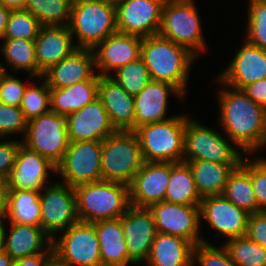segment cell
Returning <instances> with one entry per match:
<instances>
[{
    "label": "cell",
    "instance_id": "obj_10",
    "mask_svg": "<svg viewBox=\"0 0 266 266\" xmlns=\"http://www.w3.org/2000/svg\"><path fill=\"white\" fill-rule=\"evenodd\" d=\"M66 117L51 110L27 121L22 144L56 166L69 146Z\"/></svg>",
    "mask_w": 266,
    "mask_h": 266
},
{
    "label": "cell",
    "instance_id": "obj_56",
    "mask_svg": "<svg viewBox=\"0 0 266 266\" xmlns=\"http://www.w3.org/2000/svg\"><path fill=\"white\" fill-rule=\"evenodd\" d=\"M1 63L2 62H0V74L2 73V71L7 72L6 68H4L5 66H3Z\"/></svg>",
    "mask_w": 266,
    "mask_h": 266
},
{
    "label": "cell",
    "instance_id": "obj_17",
    "mask_svg": "<svg viewBox=\"0 0 266 266\" xmlns=\"http://www.w3.org/2000/svg\"><path fill=\"white\" fill-rule=\"evenodd\" d=\"M57 166L23 144L20 145L14 167L5 182V190H33L41 192L46 186L49 171Z\"/></svg>",
    "mask_w": 266,
    "mask_h": 266
},
{
    "label": "cell",
    "instance_id": "obj_5",
    "mask_svg": "<svg viewBox=\"0 0 266 266\" xmlns=\"http://www.w3.org/2000/svg\"><path fill=\"white\" fill-rule=\"evenodd\" d=\"M77 38V48L93 49L108 36L118 32L116 6L92 0H73L68 25Z\"/></svg>",
    "mask_w": 266,
    "mask_h": 266
},
{
    "label": "cell",
    "instance_id": "obj_52",
    "mask_svg": "<svg viewBox=\"0 0 266 266\" xmlns=\"http://www.w3.org/2000/svg\"><path fill=\"white\" fill-rule=\"evenodd\" d=\"M14 259L7 254L6 252H3L0 254V266H13Z\"/></svg>",
    "mask_w": 266,
    "mask_h": 266
},
{
    "label": "cell",
    "instance_id": "obj_44",
    "mask_svg": "<svg viewBox=\"0 0 266 266\" xmlns=\"http://www.w3.org/2000/svg\"><path fill=\"white\" fill-rule=\"evenodd\" d=\"M27 85L18 77L2 71L0 74V103L20 107Z\"/></svg>",
    "mask_w": 266,
    "mask_h": 266
},
{
    "label": "cell",
    "instance_id": "obj_11",
    "mask_svg": "<svg viewBox=\"0 0 266 266\" xmlns=\"http://www.w3.org/2000/svg\"><path fill=\"white\" fill-rule=\"evenodd\" d=\"M101 141L70 142L56 173L63 182L75 187L84 183L102 181Z\"/></svg>",
    "mask_w": 266,
    "mask_h": 266
},
{
    "label": "cell",
    "instance_id": "obj_55",
    "mask_svg": "<svg viewBox=\"0 0 266 266\" xmlns=\"http://www.w3.org/2000/svg\"><path fill=\"white\" fill-rule=\"evenodd\" d=\"M47 266H60L54 259Z\"/></svg>",
    "mask_w": 266,
    "mask_h": 266
},
{
    "label": "cell",
    "instance_id": "obj_50",
    "mask_svg": "<svg viewBox=\"0 0 266 266\" xmlns=\"http://www.w3.org/2000/svg\"><path fill=\"white\" fill-rule=\"evenodd\" d=\"M27 2L28 0H0V4L11 11L25 9Z\"/></svg>",
    "mask_w": 266,
    "mask_h": 266
},
{
    "label": "cell",
    "instance_id": "obj_7",
    "mask_svg": "<svg viewBox=\"0 0 266 266\" xmlns=\"http://www.w3.org/2000/svg\"><path fill=\"white\" fill-rule=\"evenodd\" d=\"M144 162L139 139L134 131H116L102 141L103 181L129 185Z\"/></svg>",
    "mask_w": 266,
    "mask_h": 266
},
{
    "label": "cell",
    "instance_id": "obj_24",
    "mask_svg": "<svg viewBox=\"0 0 266 266\" xmlns=\"http://www.w3.org/2000/svg\"><path fill=\"white\" fill-rule=\"evenodd\" d=\"M97 97L116 131L135 130L134 96L129 95L110 76H99Z\"/></svg>",
    "mask_w": 266,
    "mask_h": 266
},
{
    "label": "cell",
    "instance_id": "obj_40",
    "mask_svg": "<svg viewBox=\"0 0 266 266\" xmlns=\"http://www.w3.org/2000/svg\"><path fill=\"white\" fill-rule=\"evenodd\" d=\"M43 81L40 86L28 85L25 89L20 109L27 121L50 111V87Z\"/></svg>",
    "mask_w": 266,
    "mask_h": 266
},
{
    "label": "cell",
    "instance_id": "obj_53",
    "mask_svg": "<svg viewBox=\"0 0 266 266\" xmlns=\"http://www.w3.org/2000/svg\"><path fill=\"white\" fill-rule=\"evenodd\" d=\"M4 223H0V254L5 252L4 241H5V228Z\"/></svg>",
    "mask_w": 266,
    "mask_h": 266
},
{
    "label": "cell",
    "instance_id": "obj_45",
    "mask_svg": "<svg viewBox=\"0 0 266 266\" xmlns=\"http://www.w3.org/2000/svg\"><path fill=\"white\" fill-rule=\"evenodd\" d=\"M21 144L20 140L0 142V180L6 182L8 179Z\"/></svg>",
    "mask_w": 266,
    "mask_h": 266
},
{
    "label": "cell",
    "instance_id": "obj_28",
    "mask_svg": "<svg viewBox=\"0 0 266 266\" xmlns=\"http://www.w3.org/2000/svg\"><path fill=\"white\" fill-rule=\"evenodd\" d=\"M102 266H128L129 257L121 217L94 222Z\"/></svg>",
    "mask_w": 266,
    "mask_h": 266
},
{
    "label": "cell",
    "instance_id": "obj_20",
    "mask_svg": "<svg viewBox=\"0 0 266 266\" xmlns=\"http://www.w3.org/2000/svg\"><path fill=\"white\" fill-rule=\"evenodd\" d=\"M228 67L217 78L228 87L242 90L250 83L266 79V50L244 41Z\"/></svg>",
    "mask_w": 266,
    "mask_h": 266
},
{
    "label": "cell",
    "instance_id": "obj_29",
    "mask_svg": "<svg viewBox=\"0 0 266 266\" xmlns=\"http://www.w3.org/2000/svg\"><path fill=\"white\" fill-rule=\"evenodd\" d=\"M99 78H90L66 88H50V110L67 116L91 103L98 96Z\"/></svg>",
    "mask_w": 266,
    "mask_h": 266
},
{
    "label": "cell",
    "instance_id": "obj_51",
    "mask_svg": "<svg viewBox=\"0 0 266 266\" xmlns=\"http://www.w3.org/2000/svg\"><path fill=\"white\" fill-rule=\"evenodd\" d=\"M5 182L0 180V223L5 220V205H4Z\"/></svg>",
    "mask_w": 266,
    "mask_h": 266
},
{
    "label": "cell",
    "instance_id": "obj_31",
    "mask_svg": "<svg viewBox=\"0 0 266 266\" xmlns=\"http://www.w3.org/2000/svg\"><path fill=\"white\" fill-rule=\"evenodd\" d=\"M5 219L11 223L41 225L40 192L33 190H5Z\"/></svg>",
    "mask_w": 266,
    "mask_h": 266
},
{
    "label": "cell",
    "instance_id": "obj_13",
    "mask_svg": "<svg viewBox=\"0 0 266 266\" xmlns=\"http://www.w3.org/2000/svg\"><path fill=\"white\" fill-rule=\"evenodd\" d=\"M153 215L157 231L184 238L196 245L205 241L201 237L200 205H182L162 201L148 208Z\"/></svg>",
    "mask_w": 266,
    "mask_h": 266
},
{
    "label": "cell",
    "instance_id": "obj_41",
    "mask_svg": "<svg viewBox=\"0 0 266 266\" xmlns=\"http://www.w3.org/2000/svg\"><path fill=\"white\" fill-rule=\"evenodd\" d=\"M194 265L195 266L196 265L197 266H238L231 259L224 245H222L221 247H216L208 242H201L194 245L193 266Z\"/></svg>",
    "mask_w": 266,
    "mask_h": 266
},
{
    "label": "cell",
    "instance_id": "obj_23",
    "mask_svg": "<svg viewBox=\"0 0 266 266\" xmlns=\"http://www.w3.org/2000/svg\"><path fill=\"white\" fill-rule=\"evenodd\" d=\"M170 94L181 99L184 97L172 84L151 80L138 95H135V129L172 118L173 116H166Z\"/></svg>",
    "mask_w": 266,
    "mask_h": 266
},
{
    "label": "cell",
    "instance_id": "obj_33",
    "mask_svg": "<svg viewBox=\"0 0 266 266\" xmlns=\"http://www.w3.org/2000/svg\"><path fill=\"white\" fill-rule=\"evenodd\" d=\"M0 52L5 56L6 63L13 70L29 71V78L39 77L41 80L43 73L38 69L34 40L25 39H1Z\"/></svg>",
    "mask_w": 266,
    "mask_h": 266
},
{
    "label": "cell",
    "instance_id": "obj_25",
    "mask_svg": "<svg viewBox=\"0 0 266 266\" xmlns=\"http://www.w3.org/2000/svg\"><path fill=\"white\" fill-rule=\"evenodd\" d=\"M73 42L68 26H41L34 40L38 69L44 73L69 56L77 49Z\"/></svg>",
    "mask_w": 266,
    "mask_h": 266
},
{
    "label": "cell",
    "instance_id": "obj_34",
    "mask_svg": "<svg viewBox=\"0 0 266 266\" xmlns=\"http://www.w3.org/2000/svg\"><path fill=\"white\" fill-rule=\"evenodd\" d=\"M222 195L249 214L258 212L250 174L241 165L230 174Z\"/></svg>",
    "mask_w": 266,
    "mask_h": 266
},
{
    "label": "cell",
    "instance_id": "obj_49",
    "mask_svg": "<svg viewBox=\"0 0 266 266\" xmlns=\"http://www.w3.org/2000/svg\"><path fill=\"white\" fill-rule=\"evenodd\" d=\"M10 12L11 10L5 8L2 4H0V40L3 38V35L5 33Z\"/></svg>",
    "mask_w": 266,
    "mask_h": 266
},
{
    "label": "cell",
    "instance_id": "obj_46",
    "mask_svg": "<svg viewBox=\"0 0 266 266\" xmlns=\"http://www.w3.org/2000/svg\"><path fill=\"white\" fill-rule=\"evenodd\" d=\"M246 236L266 249V211L249 215Z\"/></svg>",
    "mask_w": 266,
    "mask_h": 266
},
{
    "label": "cell",
    "instance_id": "obj_2",
    "mask_svg": "<svg viewBox=\"0 0 266 266\" xmlns=\"http://www.w3.org/2000/svg\"><path fill=\"white\" fill-rule=\"evenodd\" d=\"M140 57L151 80L170 83L186 94L189 71L197 58L186 47L155 34L142 38Z\"/></svg>",
    "mask_w": 266,
    "mask_h": 266
},
{
    "label": "cell",
    "instance_id": "obj_32",
    "mask_svg": "<svg viewBox=\"0 0 266 266\" xmlns=\"http://www.w3.org/2000/svg\"><path fill=\"white\" fill-rule=\"evenodd\" d=\"M199 196L189 165L182 162H171V174L164 201L182 205H200Z\"/></svg>",
    "mask_w": 266,
    "mask_h": 266
},
{
    "label": "cell",
    "instance_id": "obj_39",
    "mask_svg": "<svg viewBox=\"0 0 266 266\" xmlns=\"http://www.w3.org/2000/svg\"><path fill=\"white\" fill-rule=\"evenodd\" d=\"M245 40L266 50V0H249Z\"/></svg>",
    "mask_w": 266,
    "mask_h": 266
},
{
    "label": "cell",
    "instance_id": "obj_35",
    "mask_svg": "<svg viewBox=\"0 0 266 266\" xmlns=\"http://www.w3.org/2000/svg\"><path fill=\"white\" fill-rule=\"evenodd\" d=\"M73 0H28L25 10L42 26H68Z\"/></svg>",
    "mask_w": 266,
    "mask_h": 266
},
{
    "label": "cell",
    "instance_id": "obj_6",
    "mask_svg": "<svg viewBox=\"0 0 266 266\" xmlns=\"http://www.w3.org/2000/svg\"><path fill=\"white\" fill-rule=\"evenodd\" d=\"M194 0H166L162 8L158 34L186 47L196 57L207 45Z\"/></svg>",
    "mask_w": 266,
    "mask_h": 266
},
{
    "label": "cell",
    "instance_id": "obj_1",
    "mask_svg": "<svg viewBox=\"0 0 266 266\" xmlns=\"http://www.w3.org/2000/svg\"><path fill=\"white\" fill-rule=\"evenodd\" d=\"M217 81L221 86H226L218 94L220 124L225 135L245 155L266 147V109L255 103L243 90L228 87L218 78Z\"/></svg>",
    "mask_w": 266,
    "mask_h": 266
},
{
    "label": "cell",
    "instance_id": "obj_48",
    "mask_svg": "<svg viewBox=\"0 0 266 266\" xmlns=\"http://www.w3.org/2000/svg\"><path fill=\"white\" fill-rule=\"evenodd\" d=\"M54 259V252H41L15 259L13 266H47Z\"/></svg>",
    "mask_w": 266,
    "mask_h": 266
},
{
    "label": "cell",
    "instance_id": "obj_27",
    "mask_svg": "<svg viewBox=\"0 0 266 266\" xmlns=\"http://www.w3.org/2000/svg\"><path fill=\"white\" fill-rule=\"evenodd\" d=\"M193 247L184 238L158 232L146 266H193Z\"/></svg>",
    "mask_w": 266,
    "mask_h": 266
},
{
    "label": "cell",
    "instance_id": "obj_37",
    "mask_svg": "<svg viewBox=\"0 0 266 266\" xmlns=\"http://www.w3.org/2000/svg\"><path fill=\"white\" fill-rule=\"evenodd\" d=\"M110 78L132 96L138 95L151 81L148 68L141 57L118 68L114 77L110 74Z\"/></svg>",
    "mask_w": 266,
    "mask_h": 266
},
{
    "label": "cell",
    "instance_id": "obj_42",
    "mask_svg": "<svg viewBox=\"0 0 266 266\" xmlns=\"http://www.w3.org/2000/svg\"><path fill=\"white\" fill-rule=\"evenodd\" d=\"M247 156L244 155L240 165L250 174L258 212L266 211V159L257 158L252 161Z\"/></svg>",
    "mask_w": 266,
    "mask_h": 266
},
{
    "label": "cell",
    "instance_id": "obj_12",
    "mask_svg": "<svg viewBox=\"0 0 266 266\" xmlns=\"http://www.w3.org/2000/svg\"><path fill=\"white\" fill-rule=\"evenodd\" d=\"M42 191L40 227L53 240L57 234L79 221L74 187L56 182L47 185Z\"/></svg>",
    "mask_w": 266,
    "mask_h": 266
},
{
    "label": "cell",
    "instance_id": "obj_36",
    "mask_svg": "<svg viewBox=\"0 0 266 266\" xmlns=\"http://www.w3.org/2000/svg\"><path fill=\"white\" fill-rule=\"evenodd\" d=\"M223 245L238 266H266V249L247 236L227 239Z\"/></svg>",
    "mask_w": 266,
    "mask_h": 266
},
{
    "label": "cell",
    "instance_id": "obj_16",
    "mask_svg": "<svg viewBox=\"0 0 266 266\" xmlns=\"http://www.w3.org/2000/svg\"><path fill=\"white\" fill-rule=\"evenodd\" d=\"M171 174V162H144L129 184L130 205L149 208L164 201Z\"/></svg>",
    "mask_w": 266,
    "mask_h": 266
},
{
    "label": "cell",
    "instance_id": "obj_30",
    "mask_svg": "<svg viewBox=\"0 0 266 266\" xmlns=\"http://www.w3.org/2000/svg\"><path fill=\"white\" fill-rule=\"evenodd\" d=\"M186 162L192 172L196 190L201 198L222 195L230 174L240 164H223L206 160Z\"/></svg>",
    "mask_w": 266,
    "mask_h": 266
},
{
    "label": "cell",
    "instance_id": "obj_43",
    "mask_svg": "<svg viewBox=\"0 0 266 266\" xmlns=\"http://www.w3.org/2000/svg\"><path fill=\"white\" fill-rule=\"evenodd\" d=\"M26 127L27 120L20 107L0 103V138L10 134L25 135Z\"/></svg>",
    "mask_w": 266,
    "mask_h": 266
},
{
    "label": "cell",
    "instance_id": "obj_54",
    "mask_svg": "<svg viewBox=\"0 0 266 266\" xmlns=\"http://www.w3.org/2000/svg\"><path fill=\"white\" fill-rule=\"evenodd\" d=\"M92 1H97V2H103V3H108L113 6H117L120 4L123 0H92Z\"/></svg>",
    "mask_w": 266,
    "mask_h": 266
},
{
    "label": "cell",
    "instance_id": "obj_38",
    "mask_svg": "<svg viewBox=\"0 0 266 266\" xmlns=\"http://www.w3.org/2000/svg\"><path fill=\"white\" fill-rule=\"evenodd\" d=\"M39 20L25 9L10 12L2 39L35 40L41 28Z\"/></svg>",
    "mask_w": 266,
    "mask_h": 266
},
{
    "label": "cell",
    "instance_id": "obj_9",
    "mask_svg": "<svg viewBox=\"0 0 266 266\" xmlns=\"http://www.w3.org/2000/svg\"><path fill=\"white\" fill-rule=\"evenodd\" d=\"M52 246L60 266H102L100 245L94 223L78 221L68 227Z\"/></svg>",
    "mask_w": 266,
    "mask_h": 266
},
{
    "label": "cell",
    "instance_id": "obj_26",
    "mask_svg": "<svg viewBox=\"0 0 266 266\" xmlns=\"http://www.w3.org/2000/svg\"><path fill=\"white\" fill-rule=\"evenodd\" d=\"M10 232L5 229V252L14 260L41 252H54L52 239L40 226L9 223ZM45 247V248H44Z\"/></svg>",
    "mask_w": 266,
    "mask_h": 266
},
{
    "label": "cell",
    "instance_id": "obj_4",
    "mask_svg": "<svg viewBox=\"0 0 266 266\" xmlns=\"http://www.w3.org/2000/svg\"><path fill=\"white\" fill-rule=\"evenodd\" d=\"M188 116L177 114L166 121L146 124L134 130L145 162L184 161V134Z\"/></svg>",
    "mask_w": 266,
    "mask_h": 266
},
{
    "label": "cell",
    "instance_id": "obj_8",
    "mask_svg": "<svg viewBox=\"0 0 266 266\" xmlns=\"http://www.w3.org/2000/svg\"><path fill=\"white\" fill-rule=\"evenodd\" d=\"M192 119L189 117L186 120L184 161L206 160L223 164H241L244 154H240L239 149L232 147V140L224 139L225 135L207 128L199 120Z\"/></svg>",
    "mask_w": 266,
    "mask_h": 266
},
{
    "label": "cell",
    "instance_id": "obj_3",
    "mask_svg": "<svg viewBox=\"0 0 266 266\" xmlns=\"http://www.w3.org/2000/svg\"><path fill=\"white\" fill-rule=\"evenodd\" d=\"M79 221L94 223L120 218L131 206L129 185L115 181L84 183L74 187Z\"/></svg>",
    "mask_w": 266,
    "mask_h": 266
},
{
    "label": "cell",
    "instance_id": "obj_14",
    "mask_svg": "<svg viewBox=\"0 0 266 266\" xmlns=\"http://www.w3.org/2000/svg\"><path fill=\"white\" fill-rule=\"evenodd\" d=\"M166 0H123L116 6L117 31L149 37L158 34Z\"/></svg>",
    "mask_w": 266,
    "mask_h": 266
},
{
    "label": "cell",
    "instance_id": "obj_22",
    "mask_svg": "<svg viewBox=\"0 0 266 266\" xmlns=\"http://www.w3.org/2000/svg\"><path fill=\"white\" fill-rule=\"evenodd\" d=\"M95 55L90 48H77L43 73L50 88H66L75 83L99 78L95 72Z\"/></svg>",
    "mask_w": 266,
    "mask_h": 266
},
{
    "label": "cell",
    "instance_id": "obj_18",
    "mask_svg": "<svg viewBox=\"0 0 266 266\" xmlns=\"http://www.w3.org/2000/svg\"><path fill=\"white\" fill-rule=\"evenodd\" d=\"M249 215L223 195L203 197L200 202L201 221L204 218L211 228L227 239L246 236Z\"/></svg>",
    "mask_w": 266,
    "mask_h": 266
},
{
    "label": "cell",
    "instance_id": "obj_19",
    "mask_svg": "<svg viewBox=\"0 0 266 266\" xmlns=\"http://www.w3.org/2000/svg\"><path fill=\"white\" fill-rule=\"evenodd\" d=\"M66 122L69 142H102L116 132L98 97L78 111L67 115Z\"/></svg>",
    "mask_w": 266,
    "mask_h": 266
},
{
    "label": "cell",
    "instance_id": "obj_21",
    "mask_svg": "<svg viewBox=\"0 0 266 266\" xmlns=\"http://www.w3.org/2000/svg\"><path fill=\"white\" fill-rule=\"evenodd\" d=\"M142 37L116 32L98 43L92 50L99 76H110L122 67L140 58ZM100 70V71H99Z\"/></svg>",
    "mask_w": 266,
    "mask_h": 266
},
{
    "label": "cell",
    "instance_id": "obj_47",
    "mask_svg": "<svg viewBox=\"0 0 266 266\" xmlns=\"http://www.w3.org/2000/svg\"><path fill=\"white\" fill-rule=\"evenodd\" d=\"M242 90L255 103L266 109V79L250 83Z\"/></svg>",
    "mask_w": 266,
    "mask_h": 266
},
{
    "label": "cell",
    "instance_id": "obj_15",
    "mask_svg": "<svg viewBox=\"0 0 266 266\" xmlns=\"http://www.w3.org/2000/svg\"><path fill=\"white\" fill-rule=\"evenodd\" d=\"M122 229L130 265L146 263L158 233L148 208L130 206L121 216Z\"/></svg>",
    "mask_w": 266,
    "mask_h": 266
}]
</instances>
